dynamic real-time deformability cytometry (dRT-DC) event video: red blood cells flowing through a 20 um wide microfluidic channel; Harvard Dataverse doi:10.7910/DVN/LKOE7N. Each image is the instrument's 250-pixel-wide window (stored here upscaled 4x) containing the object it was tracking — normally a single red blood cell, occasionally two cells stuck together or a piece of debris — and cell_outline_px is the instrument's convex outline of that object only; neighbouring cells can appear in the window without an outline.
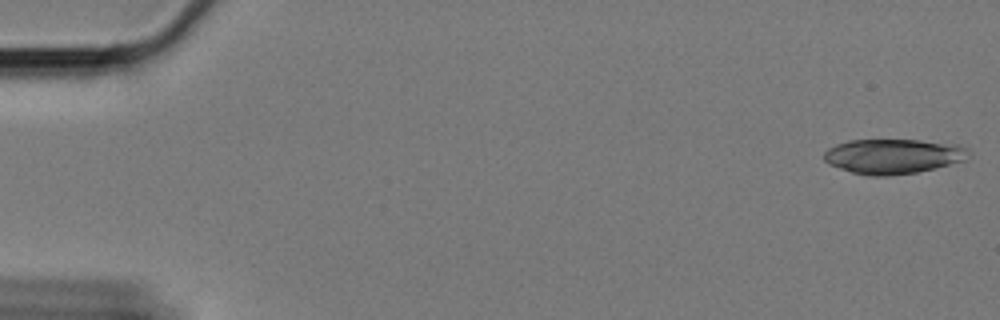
{"species": "Egyptian fruit bat (a non-hibernating species)", "species_latin": "Rousettus aegyptiacus", "temperature_condition": "cold", "stored_images_in_passage": 59, "camera_frame_rate_fps": 3000, "um_per_image_px": 0.085, "animal": {"sex": "female"}, "frame": {"image": 1, "passage_image": 1, "time_ms": 0.0, "image_size_px": [1000, 320], "cell_outline_px": [[972, 156], [964, 160], [916, 172], [884, 176], [872, 176], [852, 172], [828, 164], [824, 160], [824, 152], [828, 148], [836, 144], [848, 140], [920, 140], [964, 148], [972, 152]], "centroid_in_image_um": [75.84, 13.28], "position_along_channel_um": 9.2, "area_um2": 28.78}}
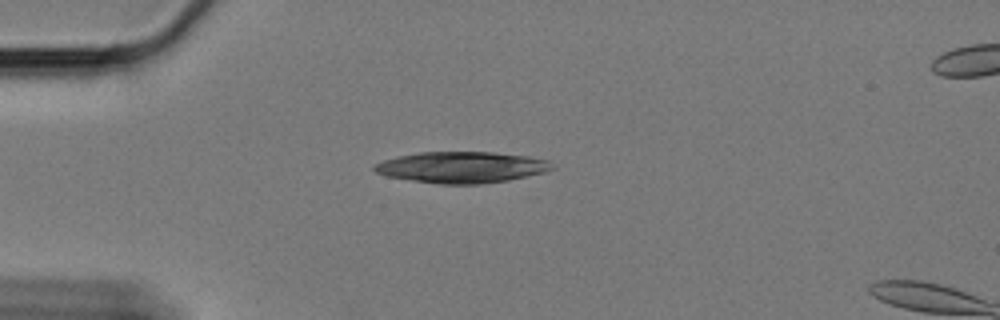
{"frame": {"image": 2, "passage_image": 15, "time_ms": 4.667, "image_size_px": [1000, 320], "cell_outline_px": [[556, 168], [544, 172], [508, 180], [480, 184], [440, 184], [412, 180], [388, 176], [376, 172], [372, 168], [376, 164], [384, 160], [400, 156], [420, 152], [496, 152], [528, 156], [548, 160]], "centroid_in_image_um": [39.28, 14.21], "position_along_channel_um": 45.7, "area_um2": 32.14}}
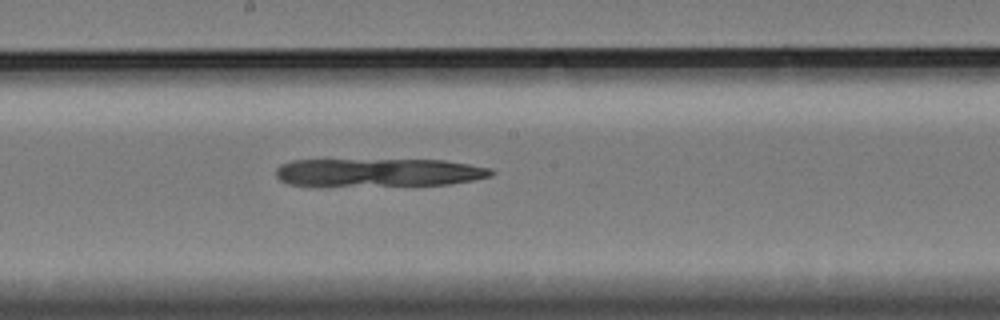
{"frame": {"image": 3, "passage_image": 32, "time_ms": 10.333, "image_size_px": [1000, 320], "cell_outline_px": [[496, 172], [492, 176], [472, 180], [448, 184], [320, 188], [312, 188], [288, 184], [280, 180], [276, 176], [276, 168], [280, 164], [292, 160], [444, 160], [492, 168]], "centroid_in_image_um": [32.07, 14.7], "position_along_channel_um": 216.1, "area_um2": 36.76}}